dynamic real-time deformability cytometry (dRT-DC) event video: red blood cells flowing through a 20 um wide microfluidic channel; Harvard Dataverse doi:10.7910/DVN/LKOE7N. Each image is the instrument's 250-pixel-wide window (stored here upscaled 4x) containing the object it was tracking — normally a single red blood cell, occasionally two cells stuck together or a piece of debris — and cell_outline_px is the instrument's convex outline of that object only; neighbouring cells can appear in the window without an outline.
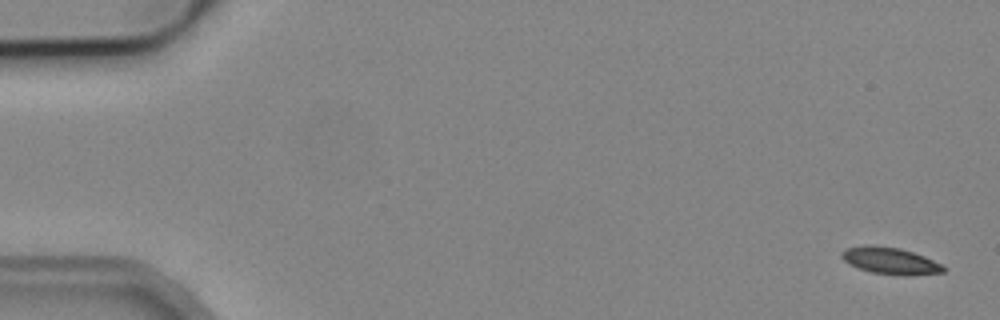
{"species": "common noctule bat (a hibernating species)", "species_latin": "Nyctalus noctula", "temperature_condition": "cold", "stored_images_in_passage": 5, "camera_frame_rate_fps": 3000, "um_per_image_px": 0.085, "animal": {"sex": "male", "body_mass_g": 19.2, "forearm_length_mm": 51.8}, "frame": {"image": 1, "passage_image": 1, "time_ms": 0.0, "image_size_px": [1000, 320], "cell_outline_px": [[944, 272], [872, 272], [848, 264], [840, 256], [840, 252], [844, 248], [900, 248], [924, 256], [940, 264], [944, 268]], "centroid_in_image_um": [75.59, 22.14], "position_along_channel_um": 9.4, "area_um2": 13.99}}
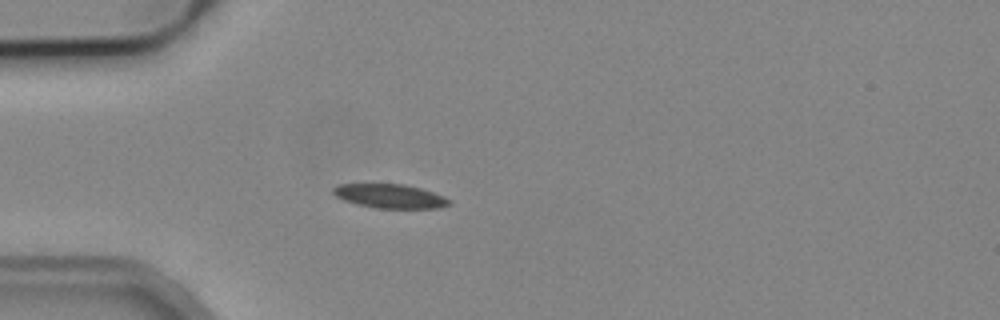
{"frame": {"image": 2, "passage_image": 5, "time_ms": 4.667, "image_size_px": [1000, 320], "cell_outline_px": [[448, 204], [436, 208], [376, 208], [356, 204], [344, 200], [336, 196], [332, 192], [332, 188], [336, 184], [404, 184], [420, 188], [444, 196], [448, 200]], "centroid_in_image_um": [33.07, 16.66], "position_along_channel_um": 51.9, "area_um2": 16.07}}